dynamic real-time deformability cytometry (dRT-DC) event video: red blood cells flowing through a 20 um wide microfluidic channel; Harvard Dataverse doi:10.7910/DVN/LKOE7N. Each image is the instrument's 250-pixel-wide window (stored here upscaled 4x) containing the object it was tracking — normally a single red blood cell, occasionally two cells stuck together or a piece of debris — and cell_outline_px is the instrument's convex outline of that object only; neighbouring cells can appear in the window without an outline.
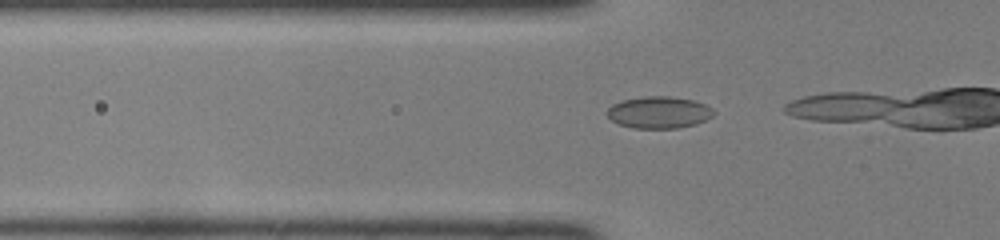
{"species": "common noctule bat (a hibernating species)", "species_latin": "Nyctalus noctula", "temperature_condition": "room temperature", "stored_images_in_passage": 15, "camera_frame_rate_fps": 3000, "um_per_image_px": 0.085, "animal": {"sex": "female", "body_mass_g": 22.0, "forearm_length_mm": 56.7}, "frame": {"image": 1, "passage_image": 13, "time_ms": 4.0, "image_size_px": [1000, 240], "cell_outline_px": [[716, 112], [712, 116], [696, 124], [676, 128], [632, 128], [620, 124], [612, 120], [608, 116], [608, 108], [612, 104], [624, 100], [644, 96], [668, 96], [692, 100], [704, 104], [712, 108]], "centroid_in_image_um": [56.02, 9.55], "position_along_channel_um": 69.8, "area_um2": 19.59}}